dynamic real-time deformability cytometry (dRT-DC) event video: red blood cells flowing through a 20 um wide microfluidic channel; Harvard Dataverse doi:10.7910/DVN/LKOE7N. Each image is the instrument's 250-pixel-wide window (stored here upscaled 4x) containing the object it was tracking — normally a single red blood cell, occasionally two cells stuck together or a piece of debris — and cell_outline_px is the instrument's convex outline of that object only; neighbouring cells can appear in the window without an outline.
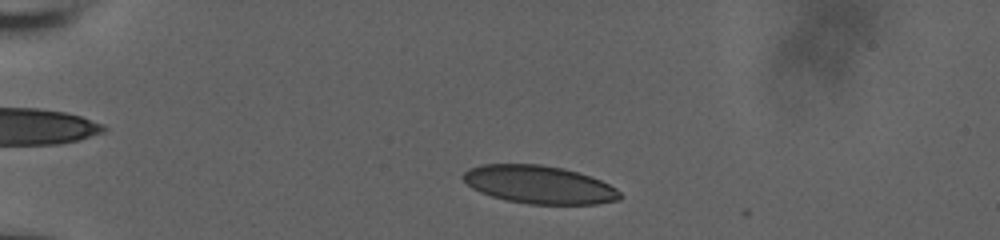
{"species": "human", "species_latin": "Homo sapiens", "temperature_condition": "room temperature", "stored_images_in_passage": 13, "camera_frame_rate_fps": 3000, "um_per_image_px": 0.085, "donor": {"sex": "male"}, "frame": {"image": 1, "passage_image": 6, "time_ms": 1.667, "image_size_px": [1000, 240], "cell_outline_px": [[620, 200], [596, 204], [528, 204], [508, 200], [492, 196], [480, 192], [472, 188], [460, 176], [468, 168], [480, 164], [540, 164], [564, 168], [600, 180], [616, 188], [620, 192]], "centroid_in_image_um": [45.8, 15.69], "position_along_channel_um": 39.2, "area_um2": 34.68}}
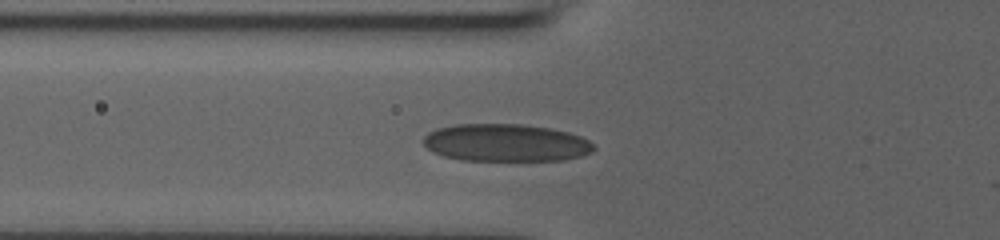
{"frame": {"image": 2, "passage_image": 10, "time_ms": 3.0, "image_size_px": [1000, 240], "cell_outline_px": [[596, 148], [592, 152], [580, 156], [564, 160], [460, 160], [444, 156], [432, 152], [420, 140], [428, 132], [436, 128], [456, 124], [524, 124], [548, 128], [568, 132], [580, 136], [588, 140]], "centroid_in_image_um": [42.96, 12.13], "position_along_channel_um": 82.8, "area_um2": 37.4}}
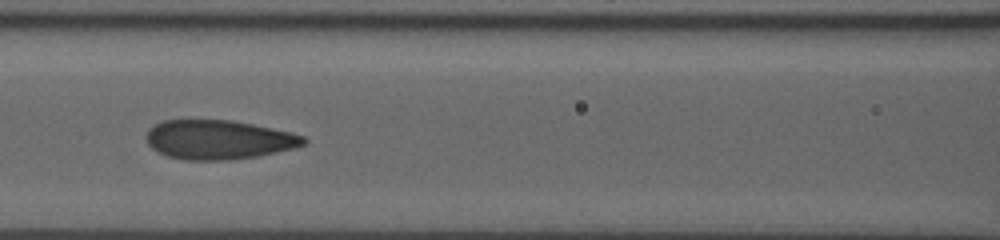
{"frame": {"image": 3, "passage_image": 12, "time_ms": 3.667, "image_size_px": [1000, 240], "cell_outline_px": [[308, 140], [304, 144], [296, 148], [256, 156], [232, 160], [184, 160], [168, 156], [152, 148], [148, 144], [148, 128], [164, 120], [232, 120], [292, 132], [304, 136]], "centroid_in_image_um": [18.62, 11.87], "position_along_channel_um": 148.0, "area_um2": 35.89}}